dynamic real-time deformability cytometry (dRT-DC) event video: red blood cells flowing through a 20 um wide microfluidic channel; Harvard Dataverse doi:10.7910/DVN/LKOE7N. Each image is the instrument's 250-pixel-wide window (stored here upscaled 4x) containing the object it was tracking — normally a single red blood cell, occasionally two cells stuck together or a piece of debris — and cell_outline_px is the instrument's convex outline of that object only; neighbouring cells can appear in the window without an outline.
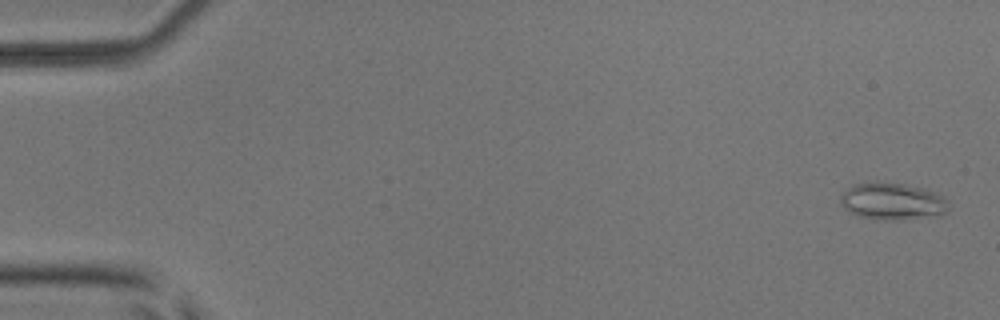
{"species": "common noctule bat (a hibernating species)", "species_latin": "Nyctalus noctula", "temperature_condition": "room temperature", "stored_images_in_passage": 4, "camera_frame_rate_fps": 3000, "um_per_image_px": 0.085, "animal": {"sex": "male", "body_mass_g": 17.9, "forearm_length_mm": 54.2}, "frame": {"image": 1, "passage_image": 1, "time_ms": 0.0, "image_size_px": [1000, 320], "cell_outline_px": [[948, 212], [940, 216], [896, 220], [876, 220], [860, 216], [848, 212], [840, 204], [840, 196], [852, 184], [876, 180], [904, 184], [924, 188], [936, 192], [944, 196], [948, 208]], "centroid_in_image_um": [75.85, 17.11], "position_along_channel_um": 9.2, "area_um2": 23.99}}